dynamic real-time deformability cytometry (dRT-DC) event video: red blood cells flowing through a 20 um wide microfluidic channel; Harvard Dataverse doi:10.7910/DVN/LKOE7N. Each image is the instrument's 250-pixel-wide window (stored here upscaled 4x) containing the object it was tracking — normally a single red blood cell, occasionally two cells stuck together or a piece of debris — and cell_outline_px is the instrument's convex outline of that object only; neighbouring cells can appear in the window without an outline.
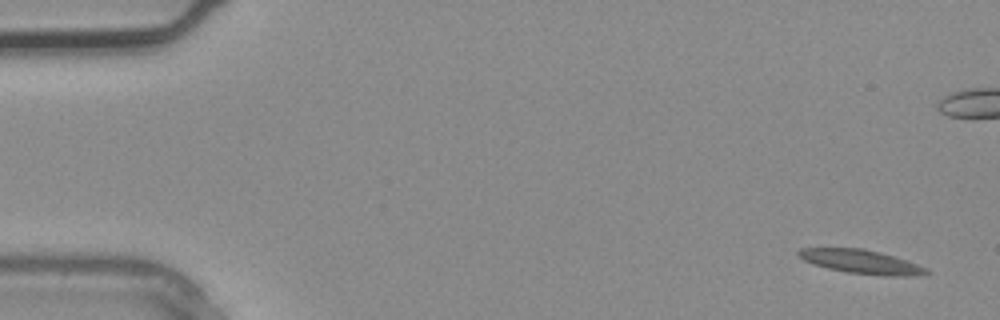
{"species": "common noctule bat (a hibernating species)", "species_latin": "Nyctalus noctula", "temperature_condition": "warm", "stored_images_in_passage": 4, "camera_frame_rate_fps": 3000, "um_per_image_px": 0.085, "animal": {"sex": "male", "body_mass_g": 20.4}, "frame": {"image": 1, "passage_image": 1, "time_ms": 0.0, "image_size_px": [1000, 320], "cell_outline_px": [[932, 272], [920, 276], [884, 276], [848, 272], [828, 268], [812, 264], [804, 260], [796, 252], [800, 248], [864, 248], [880, 252], [928, 268]], "centroid_in_image_um": [73.23, 22.25], "position_along_channel_um": 11.8, "area_um2": 17.74}}